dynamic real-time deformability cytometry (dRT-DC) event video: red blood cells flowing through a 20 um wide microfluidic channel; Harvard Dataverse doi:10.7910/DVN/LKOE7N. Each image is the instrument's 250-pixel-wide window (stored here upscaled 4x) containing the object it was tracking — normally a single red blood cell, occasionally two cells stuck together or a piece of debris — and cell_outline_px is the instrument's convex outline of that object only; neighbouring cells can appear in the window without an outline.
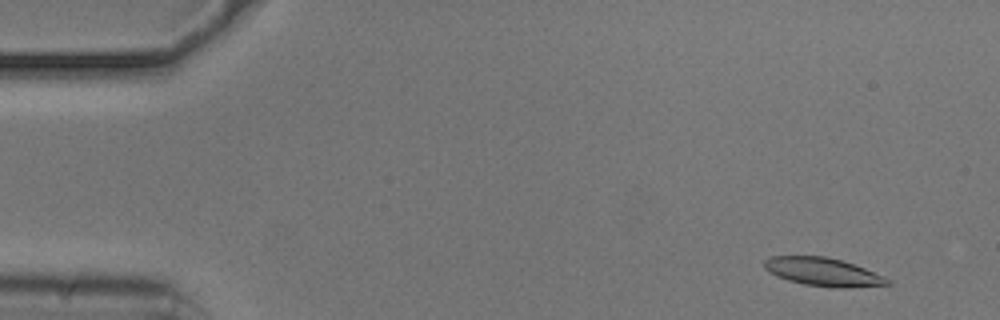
{"species": "common noctule bat (a hibernating species)", "species_latin": "Nyctalus noctula", "temperature_condition": "cold", "stored_images_in_passage": 55, "segment_of_instrument_passage": [1, 2], "camera_frame_rate_fps": 3000, "um_per_image_px": 0.085, "animal": {"sex": "male", "body_mass_g": 20.5, "forearm_length_mm": 52.5}, "frame": {"image": 1, "passage_image": 4, "time_ms": 1.0, "image_size_px": [1000, 320], "cell_outline_px": [[892, 284], [844, 288], [836, 288], [804, 284], [788, 280], [776, 276], [768, 272], [764, 268], [764, 260], [768, 256], [824, 256], [840, 260], [864, 268], [892, 280]], "centroid_in_image_um": [69.93, 23.11], "position_along_channel_um": 15.1, "area_um2": 20.23}}
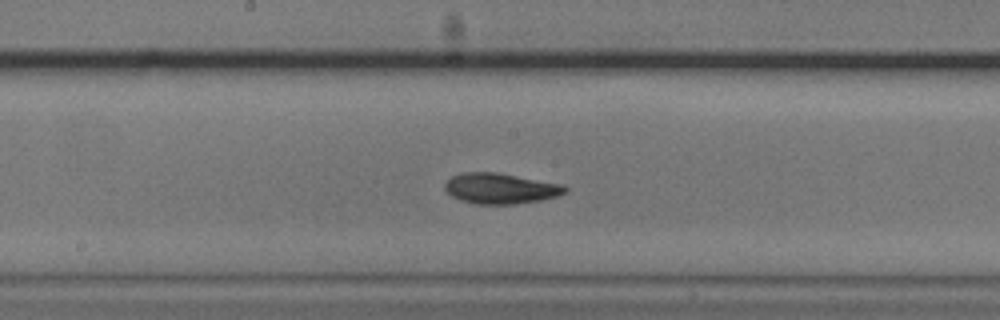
{"frame": {"image": 2, "passage_image": 28, "time_ms": 9.0, "image_size_px": [1000, 320], "cell_outline_px": [[568, 188], [564, 192], [556, 196], [540, 200], [516, 204], [472, 204], [460, 200], [452, 196], [444, 188], [444, 184], [452, 176], [464, 172], [496, 172], [560, 184]], "centroid_in_image_um": [42.48, 16.02], "position_along_channel_um": 205.7, "area_um2": 21.21}}
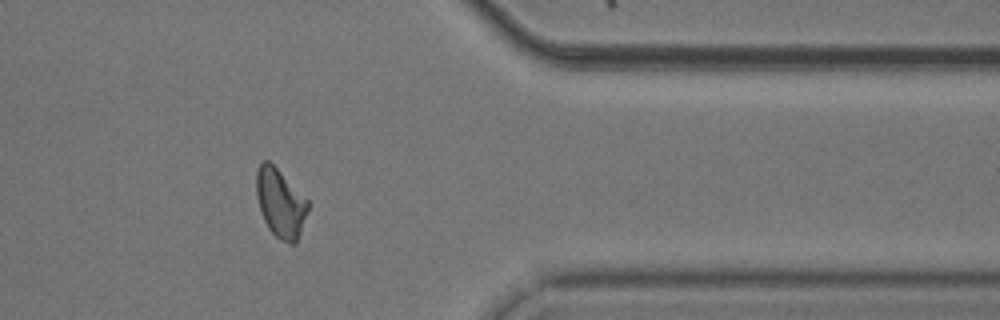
{"frame": {"image": 3, "passage_image": 44, "time_ms": 14.333, "image_size_px": [1000, 320], "cell_outline_px": [[312, 204], [296, 244], [292, 244], [280, 240], [268, 228], [264, 220], [256, 196], [256, 168], [264, 160], [268, 160]], "centroid_in_image_um": [23.86, 17.29], "position_along_channel_um": 387.5, "area_um2": 20.75}}